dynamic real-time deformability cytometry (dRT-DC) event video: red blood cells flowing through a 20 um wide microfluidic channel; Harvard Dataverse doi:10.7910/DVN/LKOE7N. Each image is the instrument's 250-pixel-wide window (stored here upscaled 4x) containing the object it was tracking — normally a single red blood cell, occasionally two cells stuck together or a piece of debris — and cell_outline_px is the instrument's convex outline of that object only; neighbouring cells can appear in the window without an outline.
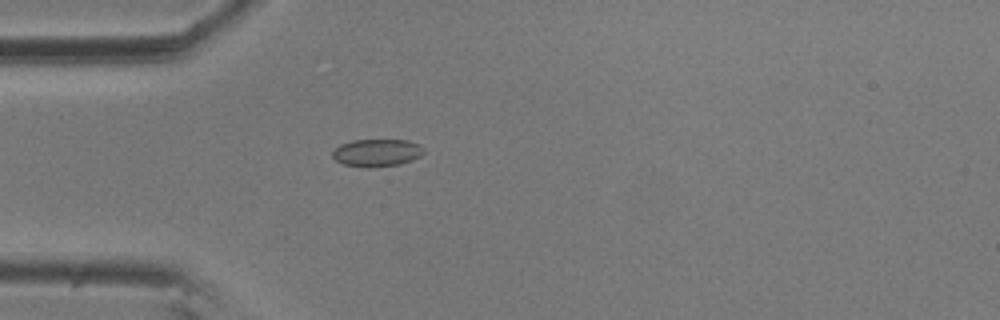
{"species": "common noctule bat (a hibernating species)", "species_latin": "Nyctalus noctula", "temperature_condition": "room temperature", "stored_images_in_passage": 5, "camera_frame_rate_fps": 3000, "um_per_image_px": 0.085, "animal": {"sex": "male", "body_mass_g": 20.5, "forearm_length_mm": 52.5}, "frame": {"image": 1, "passage_image": 5, "time_ms": 1.333, "image_size_px": [1000, 320], "cell_outline_px": [[424, 152], [420, 156], [412, 160], [400, 164], [368, 168], [364, 168], [344, 164], [336, 160], [332, 156], [332, 152], [340, 144], [352, 140], [408, 140], [420, 144], [424, 148]], "centroid_in_image_um": [32.04, 12.98], "position_along_channel_um": 53.0, "area_um2": 14.74}}